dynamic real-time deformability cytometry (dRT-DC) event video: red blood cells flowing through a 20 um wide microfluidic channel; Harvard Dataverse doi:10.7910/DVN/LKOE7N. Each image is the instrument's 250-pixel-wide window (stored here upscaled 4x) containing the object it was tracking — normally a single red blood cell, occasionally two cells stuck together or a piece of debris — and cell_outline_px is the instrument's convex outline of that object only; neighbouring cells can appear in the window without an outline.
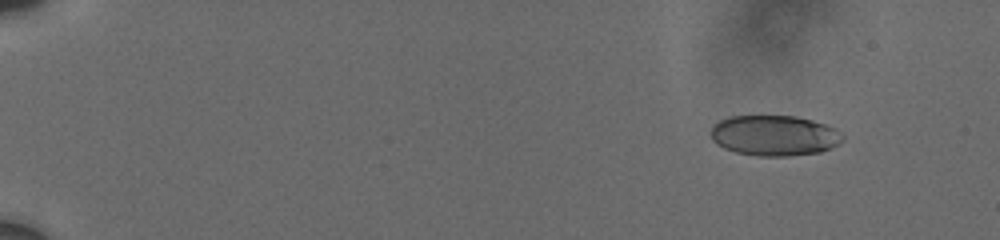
{"species": "human", "species_latin": "Homo sapiens", "temperature_condition": "cold", "stored_images_in_passage": 8, "camera_frame_rate_fps": 3000, "um_per_image_px": 0.085, "donor": {"sex": "male"}, "frame": {"image": 1, "passage_image": 3, "time_ms": 1.667, "image_size_px": [1000, 240], "cell_outline_px": [[844, 140], [840, 144], [832, 148], [820, 152], [788, 156], [760, 156], [736, 152], [724, 148], [716, 144], [712, 140], [712, 124], [728, 116], [796, 116], [828, 124], [836, 128], [844, 136]], "centroid_in_image_um": [65.86, 11.51], "position_along_channel_um": 19.1, "area_um2": 31.44}}